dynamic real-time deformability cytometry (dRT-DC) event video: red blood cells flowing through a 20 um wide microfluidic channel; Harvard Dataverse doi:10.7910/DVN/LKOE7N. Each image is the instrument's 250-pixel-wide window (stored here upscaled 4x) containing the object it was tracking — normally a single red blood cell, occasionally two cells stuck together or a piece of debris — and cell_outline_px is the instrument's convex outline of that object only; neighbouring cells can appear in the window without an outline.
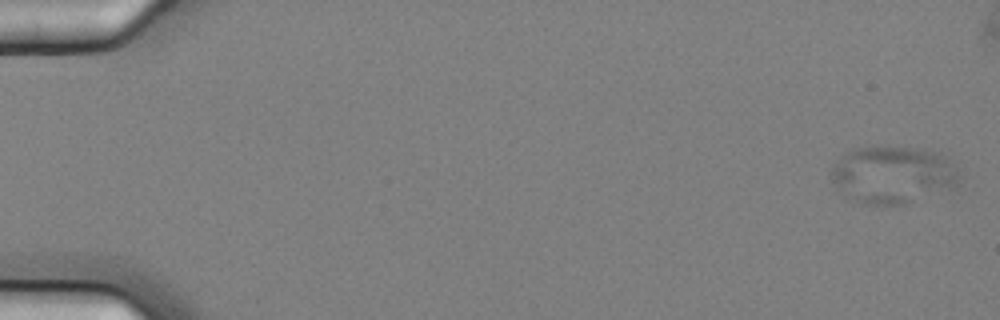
{"species": "common noctule bat (a hibernating species)", "species_latin": "Nyctalus noctula", "temperature_condition": "cold", "stored_images_in_passage": 6, "camera_frame_rate_fps": 3000, "um_per_image_px": 0.085, "animal": {"sex": "female", "body_mass_g": 25.1}, "frame": {"image": 1, "passage_image": 1, "time_ms": 0.0, "image_size_px": [1000, 320], "cell_outline_px": [[960, 184], [952, 188], [904, 204], [860, 204], [844, 200], [832, 180], [828, 172], [844, 152], [856, 148], [924, 148], [940, 152], [952, 160], [960, 176]], "centroid_in_image_um": [75.87, 14.87], "position_along_channel_um": 9.1, "area_um2": 43.47}}